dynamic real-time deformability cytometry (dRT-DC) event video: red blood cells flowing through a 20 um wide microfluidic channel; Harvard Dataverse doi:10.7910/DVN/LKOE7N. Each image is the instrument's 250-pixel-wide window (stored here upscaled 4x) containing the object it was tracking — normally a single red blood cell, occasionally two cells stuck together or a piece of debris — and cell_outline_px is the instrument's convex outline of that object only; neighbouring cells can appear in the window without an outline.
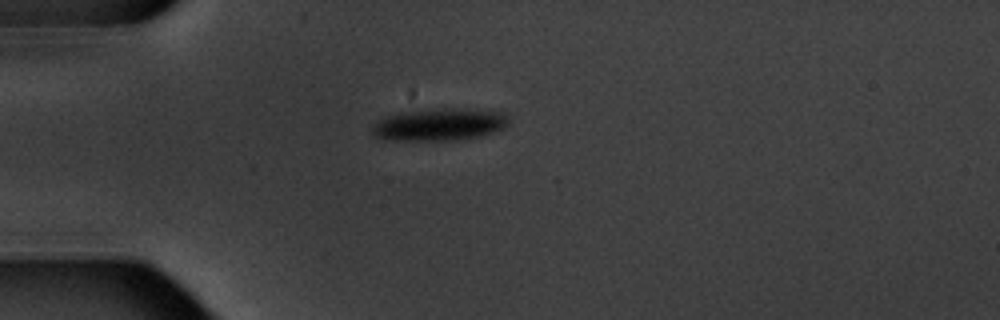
{"species": "common noctule bat (a hibernating species)", "species_latin": "Nyctalus noctula", "temperature_condition": "warm", "stored_images_in_passage": 2, "camera_frame_rate_fps": 3000, "um_per_image_px": 0.085, "animal": {"sex": "male", "body_mass_g": 20.1, "forearm_length_mm": 53.5}, "frame": {"image": 1, "passage_image": 1, "time_ms": 0.0, "image_size_px": [1000, 320], "cell_outline_px": [[508, 124], [504, 128], [480, 136], [456, 140], [384, 140], [376, 136], [372, 132], [372, 124], [388, 116], [404, 112], [444, 108], [468, 108], [504, 112], [508, 120]], "centroid_in_image_um": [37.37, 10.58], "position_along_channel_um": 47.6, "area_um2": 25.61}}